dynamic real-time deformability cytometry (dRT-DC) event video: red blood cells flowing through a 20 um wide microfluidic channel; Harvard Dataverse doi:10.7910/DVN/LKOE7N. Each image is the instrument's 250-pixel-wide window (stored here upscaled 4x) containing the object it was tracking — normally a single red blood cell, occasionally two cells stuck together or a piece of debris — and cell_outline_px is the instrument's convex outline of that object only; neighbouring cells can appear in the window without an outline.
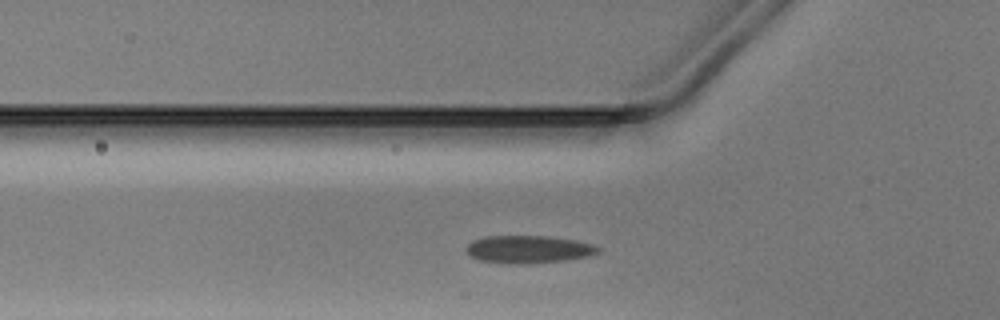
{"species": "Egyptian fruit bat (a non-hibernating species)", "species_latin": "Rousettus aegyptiacus", "temperature_condition": "warm", "stored_images_in_passage": 29, "camera_frame_rate_fps": 3000, "um_per_image_px": 0.085, "animal": {"sex": "male"}, "frame": {"image": 1, "passage_image": 6, "time_ms": 1.667, "image_size_px": [1000, 320], "cell_outline_px": [[600, 252], [588, 256], [568, 260], [528, 264], [504, 264], [480, 260], [472, 256], [464, 248], [472, 240], [484, 236], [548, 236], [576, 240], [592, 244], [600, 248]], "centroid_in_image_um": [44.92, 21.2], "position_along_channel_um": 80.9, "area_um2": 21.5}}
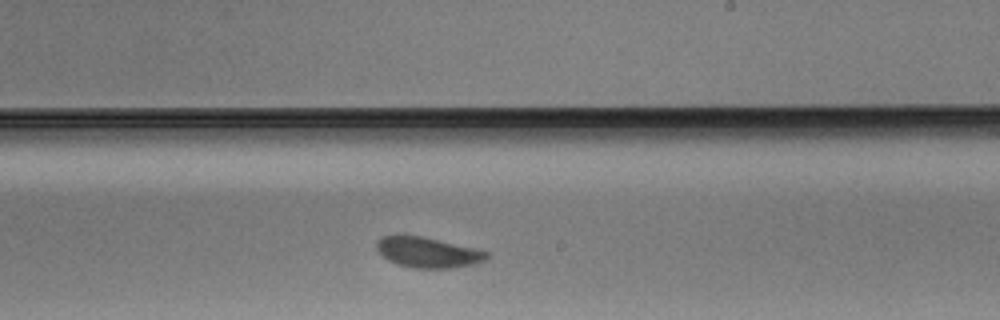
{"frame": {"image": 2, "passage_image": 19, "time_ms": 6.0, "image_size_px": [1000, 320], "cell_outline_px": [[488, 256], [484, 260], [476, 264], [452, 268], [412, 268], [396, 264], [388, 260], [376, 248], [376, 240], [384, 236], [396, 232], [424, 236], [476, 248], [488, 252]], "centroid_in_image_um": [36.32, 21.41], "position_along_channel_um": 252.7, "area_um2": 20.11}}
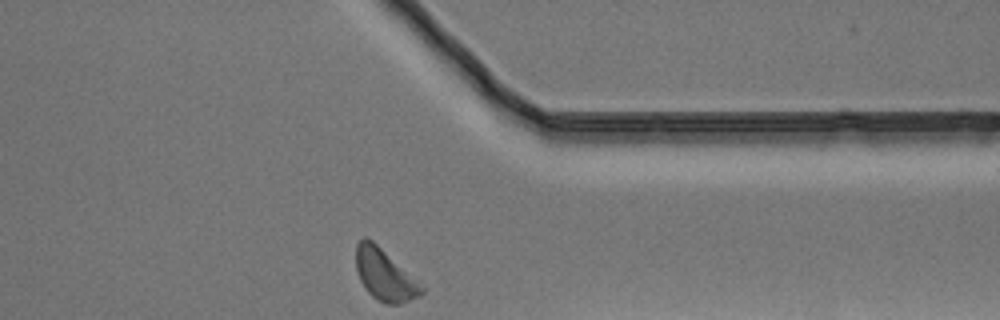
{"frame": {"image": 3, "passage_image": 29, "time_ms": 9.333, "image_size_px": [1000, 320], "cell_outline_px": [[424, 292], [420, 296], [400, 304], [384, 304], [372, 296], [368, 292], [360, 280], [356, 268], [356, 244], [364, 236], [368, 236], [424, 288]], "centroid_in_image_um": [32.66, 23.37], "position_along_channel_um": 378.7, "area_um2": 19.25}}